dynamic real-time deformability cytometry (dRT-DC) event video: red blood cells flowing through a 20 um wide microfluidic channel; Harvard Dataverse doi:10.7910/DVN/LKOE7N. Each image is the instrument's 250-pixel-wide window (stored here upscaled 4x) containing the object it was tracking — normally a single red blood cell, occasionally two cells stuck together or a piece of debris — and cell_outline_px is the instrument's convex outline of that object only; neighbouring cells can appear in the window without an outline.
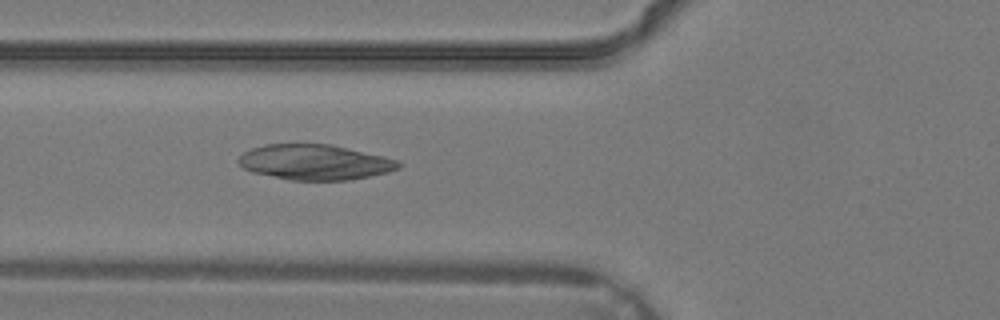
{"species": "common noctule bat (a hibernating species)", "species_latin": "Nyctalus noctula", "temperature_condition": "warm", "stored_images_in_passage": 3, "camera_frame_rate_fps": 3000, "um_per_image_px": 0.085, "animal": {"sex": "male", "body_mass_g": 19.2, "forearm_length_mm": 51.8}, "frame": {"image": 1, "passage_image": 2, "time_ms": 0.333, "image_size_px": [1000, 320], "cell_outline_px": [[404, 164], [400, 168], [388, 172], [352, 180], [288, 180], [252, 172], [244, 168], [236, 160], [244, 152], [252, 148], [264, 144], [328, 144], [400, 160]], "centroid_in_image_um": [26.77, 13.79], "position_along_channel_um": 99.0, "area_um2": 32.95}}